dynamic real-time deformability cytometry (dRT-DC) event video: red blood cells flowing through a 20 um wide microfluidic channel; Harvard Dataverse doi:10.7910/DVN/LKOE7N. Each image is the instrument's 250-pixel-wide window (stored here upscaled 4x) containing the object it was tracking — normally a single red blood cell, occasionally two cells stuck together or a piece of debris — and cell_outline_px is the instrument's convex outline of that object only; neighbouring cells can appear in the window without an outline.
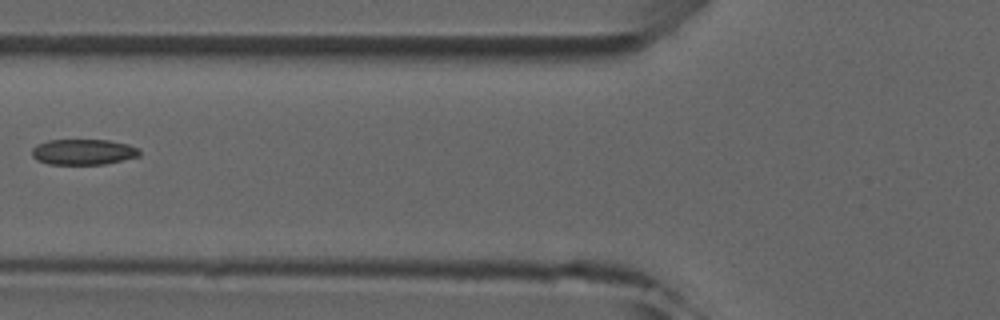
{"species": "common noctule bat (a hibernating species)", "species_latin": "Nyctalus noctula", "temperature_condition": "room temperature", "stored_images_in_passage": 6, "camera_frame_rate_fps": 3000, "um_per_image_px": 0.085, "animal": {"sex": "male", "forearm_length_mm": 52.5}, "frame": {"image": 1, "passage_image": 5, "time_ms": 5.333, "image_size_px": [1000, 320], "cell_outline_px": [[140, 156], [104, 164], [48, 164], [36, 160], [32, 156], [32, 148], [36, 144], [48, 140], [108, 140], [128, 144], [140, 148]], "centroid_in_image_um": [7.07, 12.91], "position_along_channel_um": 118.7, "area_um2": 16.18}}
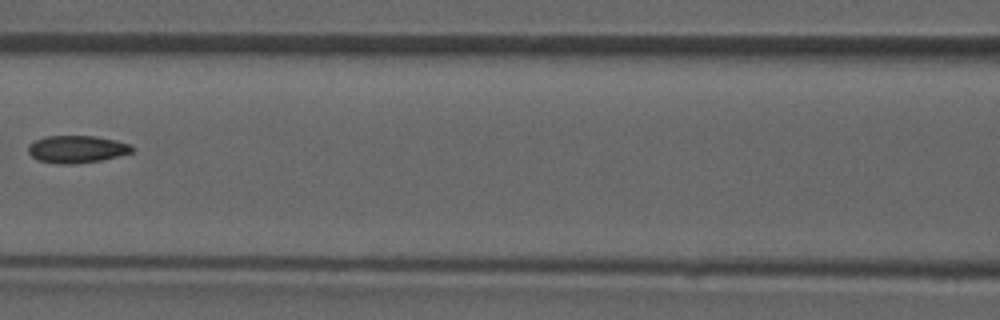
{"frame": {"image": 2, "passage_image": 6, "time_ms": 6.333, "image_size_px": [1000, 320], "cell_outline_px": [[132, 152], [100, 160], [72, 164], [56, 164], [40, 160], [32, 156], [28, 152], [28, 144], [36, 140], [48, 136], [96, 136], [116, 140], [132, 144]], "centroid_in_image_um": [6.52, 12.67], "position_along_channel_um": 160.1, "area_um2": 16.42}}